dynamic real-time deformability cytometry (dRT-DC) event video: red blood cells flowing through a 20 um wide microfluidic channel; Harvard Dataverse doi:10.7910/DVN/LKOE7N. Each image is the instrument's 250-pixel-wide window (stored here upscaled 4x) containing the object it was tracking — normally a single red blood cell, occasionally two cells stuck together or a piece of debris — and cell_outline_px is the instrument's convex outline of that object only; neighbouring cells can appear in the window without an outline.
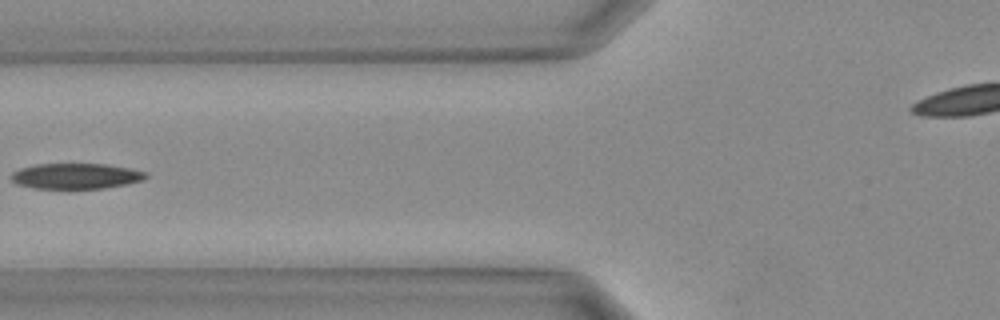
{"species": "Egyptian fruit bat (a non-hibernating species)", "species_latin": "Rousettus aegyptiacus", "temperature_condition": "warm", "stored_images_in_passage": 25, "camera_frame_rate_fps": 3000, "um_per_image_px": 0.085, "animal": {"sex": "female"}, "frame": {"image": 1, "passage_image": 4, "time_ms": 1.0, "image_size_px": [1000, 320], "cell_outline_px": [[148, 176], [144, 180], [104, 188], [32, 188], [16, 184], [12, 180], [12, 172], [20, 168], [36, 164], [104, 164], [128, 168], [148, 172]], "centroid_in_image_um": [6.45, 14.96], "position_along_channel_um": 119.4, "area_um2": 19.94}}
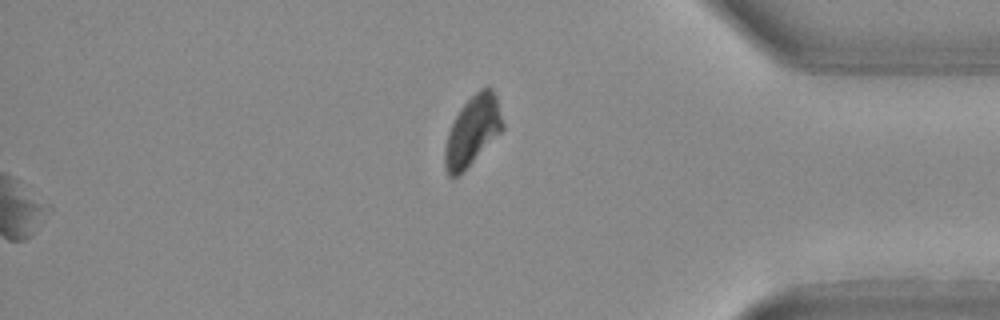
{"frame": {"image": 2, "passage_image": 25, "time_ms": 8.0, "image_size_px": [1000, 320], "cell_outline_px": [[504, 128], [456, 176], [448, 176], [444, 168], [444, 148], [448, 132], [460, 108], [480, 88], [492, 88], [496, 96], [504, 124]], "centroid_in_image_um": [40.14, 11.08], "position_along_channel_um": 395.1, "area_um2": 22.6}}